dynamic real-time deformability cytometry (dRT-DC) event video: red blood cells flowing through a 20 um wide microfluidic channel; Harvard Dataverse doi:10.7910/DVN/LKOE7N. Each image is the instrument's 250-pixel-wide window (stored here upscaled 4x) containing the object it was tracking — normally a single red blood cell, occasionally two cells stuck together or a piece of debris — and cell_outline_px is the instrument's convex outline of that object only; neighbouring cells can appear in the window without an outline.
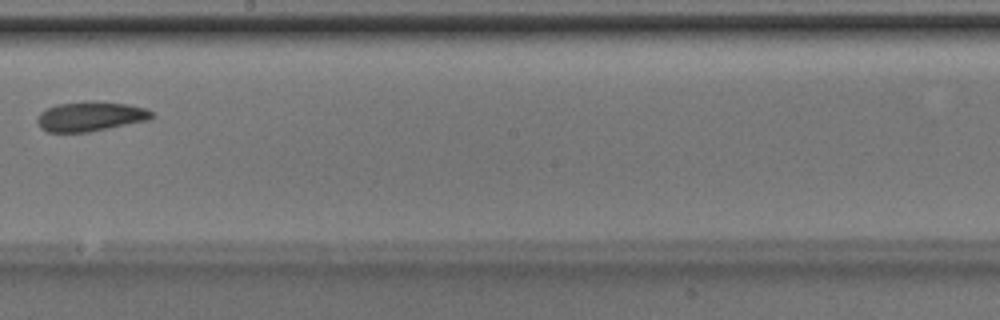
{"species": "Egyptian fruit bat (a non-hibernating species)", "species_latin": "Rousettus aegyptiacus", "temperature_condition": "room temperature", "stored_images_in_passage": 9, "camera_frame_rate_fps": 3000, "um_per_image_px": 0.085, "animal": {"sex": "male"}, "frame": {"image": 1, "passage_image": 8, "time_ms": 2.333, "image_size_px": [1000, 320], "cell_outline_px": [[152, 120], [88, 132], [48, 132], [40, 128], [36, 120], [40, 112], [56, 104], [88, 100], [96, 100], [128, 104], [144, 108], [152, 112]], "centroid_in_image_um": [7.68, 9.88], "position_along_channel_um": 240.5, "area_um2": 20.11}}
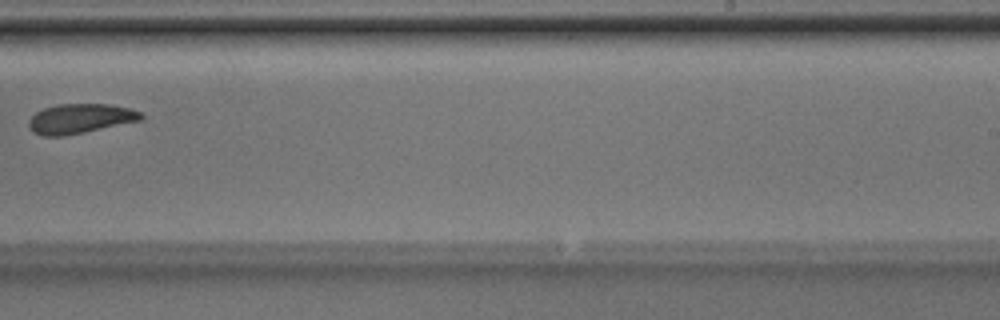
{"frame": {"image": 2, "passage_image": 9, "time_ms": 2.667, "image_size_px": [1000, 320], "cell_outline_px": [[144, 116], [140, 120], [84, 132], [64, 136], [44, 136], [32, 132], [28, 124], [28, 120], [36, 112], [44, 108], [56, 104], [112, 104], [128, 108], [140, 112]], "centroid_in_image_um": [6.77, 10.08], "position_along_channel_um": 282.2, "area_um2": 19.31}}